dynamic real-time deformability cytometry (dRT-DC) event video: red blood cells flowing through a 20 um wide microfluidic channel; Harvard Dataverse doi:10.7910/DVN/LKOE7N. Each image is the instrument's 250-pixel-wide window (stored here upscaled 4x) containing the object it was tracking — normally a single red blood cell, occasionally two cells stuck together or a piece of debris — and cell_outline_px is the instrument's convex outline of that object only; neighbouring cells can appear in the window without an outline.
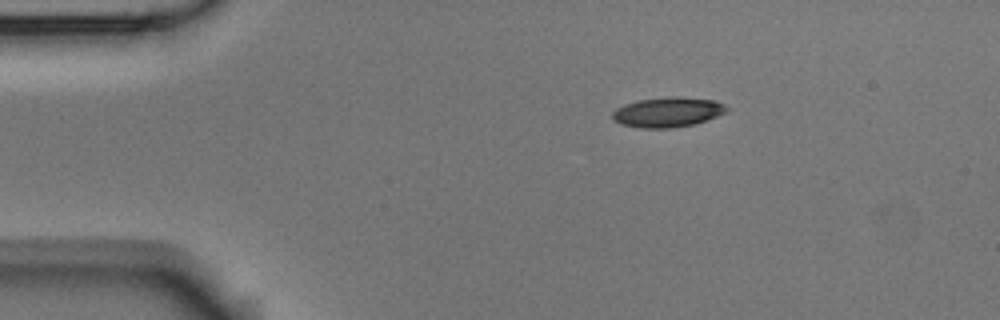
{"species": "Egyptian fruit bat (a non-hibernating species)", "species_latin": "Rousettus aegyptiacus", "temperature_condition": "room temperature", "stored_images_in_passage": 6, "camera_frame_rate_fps": 3000, "um_per_image_px": 0.085, "animal": {"sex": "male"}, "frame": {"image": 1, "passage_image": 6, "time_ms": 6.667, "image_size_px": [1000, 320], "cell_outline_px": [[728, 108], [724, 112], [708, 120], [696, 124], [672, 128], [640, 128], [620, 124], [612, 120], [612, 112], [616, 108], [624, 104], [636, 100], [672, 96], [680, 96], [716, 100], [724, 104]], "centroid_in_image_um": [56.73, 9.53], "position_along_channel_um": 28.3, "area_um2": 20.23}}